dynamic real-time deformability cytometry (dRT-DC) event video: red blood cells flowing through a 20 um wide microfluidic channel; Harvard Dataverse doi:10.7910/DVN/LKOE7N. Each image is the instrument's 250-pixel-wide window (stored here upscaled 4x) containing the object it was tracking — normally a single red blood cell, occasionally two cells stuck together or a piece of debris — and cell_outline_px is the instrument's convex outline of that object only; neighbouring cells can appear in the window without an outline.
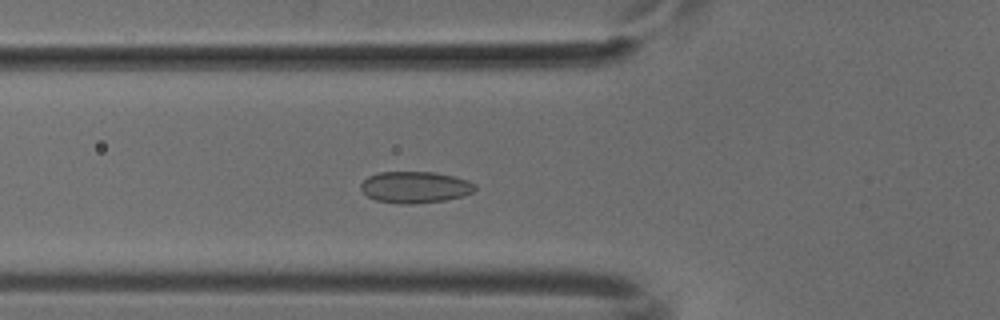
{"species": "common noctule bat (a hibernating species)", "species_latin": "Nyctalus noctula", "temperature_condition": "cold", "stored_images_in_passage": 52, "camera_frame_rate_fps": 3000, "um_per_image_px": 0.085, "animal": {"sex": "male", "body_mass_g": 18.8}, "frame": {"image": 1, "passage_image": 18, "time_ms": 5.667, "image_size_px": [1000, 320], "cell_outline_px": [[476, 188], [472, 192], [464, 196], [444, 200], [416, 204], [396, 204], [376, 200], [368, 196], [360, 188], [360, 184], [368, 176], [380, 172], [436, 172], [456, 176], [468, 180], [476, 184]], "centroid_in_image_um": [35.3, 15.91], "position_along_channel_um": 90.5, "area_um2": 21.21}}
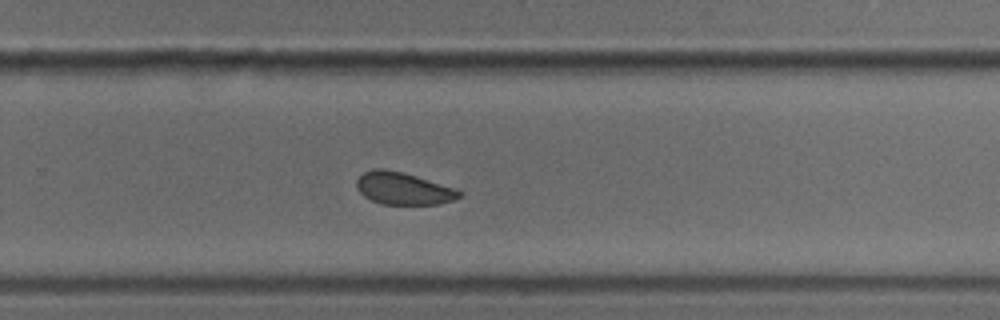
{"frame": {"image": 2, "passage_image": 34, "time_ms": 11.0, "image_size_px": [1000, 320], "cell_outline_px": [[464, 192], [460, 196], [452, 200], [436, 204], [380, 204], [364, 196], [356, 188], [356, 180], [364, 172], [372, 168], [384, 168], [416, 176], [456, 188]], "centroid_in_image_um": [34.26, 16.01], "position_along_channel_um": 295.5, "area_um2": 19.25}}
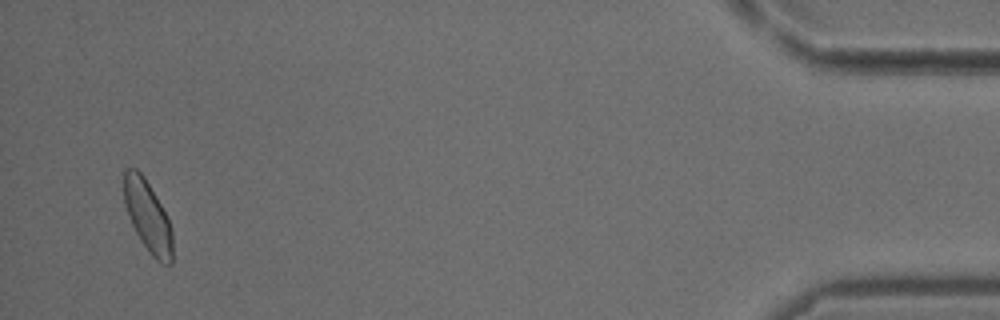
{"frame": {"image": 3, "passage_image": 50, "time_ms": 16.333, "image_size_px": [1000, 320], "cell_outline_px": [[172, 264], [160, 264], [148, 252], [140, 240], [128, 216], [124, 204], [124, 168], [136, 168], [144, 176], [160, 204], [172, 228]], "centroid_in_image_um": [12.55, 18.41], "position_along_channel_um": 422.7, "area_um2": 20.11}}